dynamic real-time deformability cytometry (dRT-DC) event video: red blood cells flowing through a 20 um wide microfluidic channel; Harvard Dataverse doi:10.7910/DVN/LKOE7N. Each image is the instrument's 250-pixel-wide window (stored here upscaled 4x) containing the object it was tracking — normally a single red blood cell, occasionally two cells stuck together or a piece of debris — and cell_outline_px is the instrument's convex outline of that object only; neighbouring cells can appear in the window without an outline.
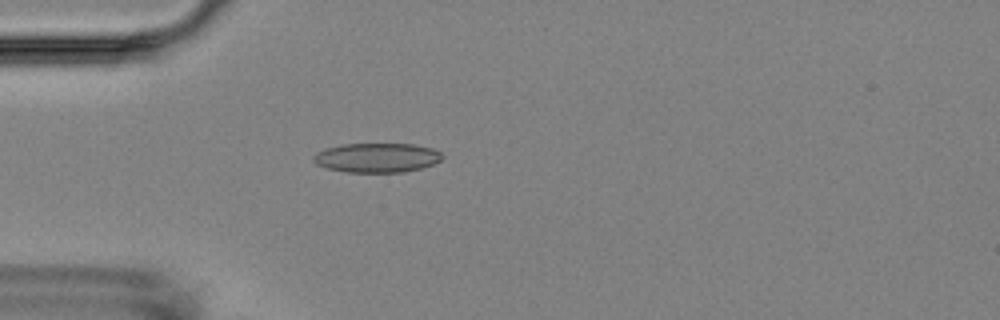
{"species": "Egyptian fruit bat (a non-hibernating species)", "species_latin": "Rousettus aegyptiacus", "temperature_condition": "room temperature", "stored_images_in_passage": 4, "camera_frame_rate_fps": 3000, "um_per_image_px": 0.085, "animal": {"sex": "female"}, "frame": {"image": 1, "passage_image": 4, "time_ms": 4.667, "image_size_px": [1000, 320], "cell_outline_px": [[444, 156], [440, 160], [432, 164], [420, 168], [404, 172], [348, 172], [328, 168], [316, 164], [312, 160], [312, 156], [316, 152], [340, 144], [412, 144], [432, 148], [440, 152]], "centroid_in_image_um": [32.02, 13.4], "position_along_channel_um": 53.0, "area_um2": 21.96}}